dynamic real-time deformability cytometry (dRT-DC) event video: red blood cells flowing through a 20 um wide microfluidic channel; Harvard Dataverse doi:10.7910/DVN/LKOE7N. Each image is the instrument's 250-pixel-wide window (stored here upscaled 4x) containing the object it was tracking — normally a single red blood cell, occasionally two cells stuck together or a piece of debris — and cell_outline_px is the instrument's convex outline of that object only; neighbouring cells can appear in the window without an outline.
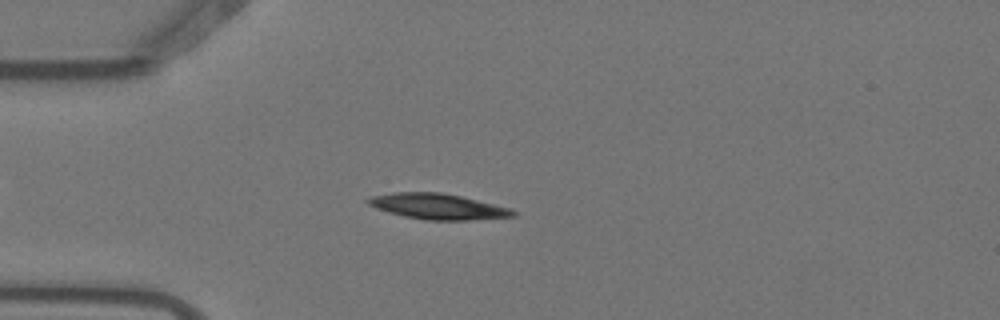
{"species": "Egyptian fruit bat (a non-hibernating species)", "species_latin": "Rousettus aegyptiacus", "temperature_condition": "warm", "stored_images_in_passage": 5, "camera_frame_rate_fps": 3000, "um_per_image_px": 0.085, "animal": {"sex": "female"}, "frame": {"image": 1, "passage_image": 4, "time_ms": 1.0, "image_size_px": [1000, 320], "cell_outline_px": [[516, 216], [472, 220], [424, 220], [404, 216], [388, 212], [376, 208], [368, 204], [364, 200], [372, 196], [392, 192], [440, 192], [460, 196], [512, 208], [516, 212]], "centroid_in_image_um": [37.22, 17.55], "position_along_channel_um": 47.8, "area_um2": 21.73}}